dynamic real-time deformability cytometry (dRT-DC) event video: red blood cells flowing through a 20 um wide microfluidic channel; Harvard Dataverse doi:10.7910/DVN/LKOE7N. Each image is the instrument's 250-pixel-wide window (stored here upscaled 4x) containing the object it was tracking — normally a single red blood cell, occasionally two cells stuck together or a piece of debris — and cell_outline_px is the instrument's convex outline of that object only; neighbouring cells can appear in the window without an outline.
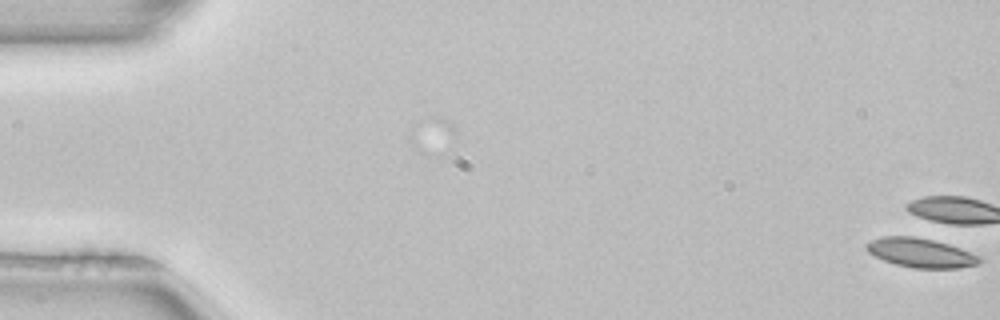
{"species": "common noctule bat (a hibernating species)", "species_latin": "Nyctalus noctula", "temperature_condition": "room temperature", "stored_images_in_passage": 6, "camera_frame_rate_fps": 3000, "um_per_image_px": 0.085, "animal": {"sex": "female", "body_mass_g": 22.7, "forearm_length_mm": 54.2}, "frame": {"image": 1, "passage_image": 1, "time_ms": 0.0, "image_size_px": [1000, 320], "cell_outline_px": [[980, 264], [960, 268], [912, 268], [896, 264], [884, 260], [868, 252], [864, 248], [864, 244], [872, 240], [884, 236], [912, 236], [932, 240], [948, 244], [960, 248], [980, 256]], "centroid_in_image_um": [78.25, 21.49], "position_along_channel_um": 6.7, "area_um2": 19.19}}
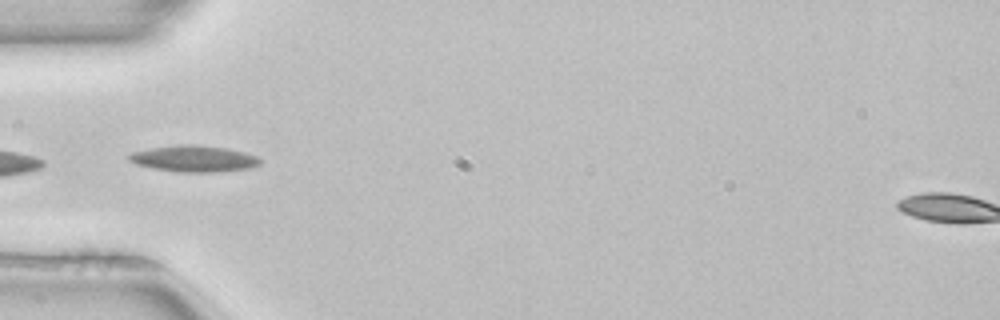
{"frame": {"image": 2, "passage_image": 5, "time_ms": 1.333, "image_size_px": [1000, 320], "cell_outline_px": [[264, 160], [260, 164], [252, 168], [220, 172], [176, 172], [152, 168], [136, 164], [128, 160], [128, 156], [132, 152], [152, 148], [180, 144], [196, 144], [228, 148], [244, 152], [256, 156]], "centroid_in_image_um": [16.53, 13.49], "position_along_channel_um": 68.5, "area_um2": 20.4}}